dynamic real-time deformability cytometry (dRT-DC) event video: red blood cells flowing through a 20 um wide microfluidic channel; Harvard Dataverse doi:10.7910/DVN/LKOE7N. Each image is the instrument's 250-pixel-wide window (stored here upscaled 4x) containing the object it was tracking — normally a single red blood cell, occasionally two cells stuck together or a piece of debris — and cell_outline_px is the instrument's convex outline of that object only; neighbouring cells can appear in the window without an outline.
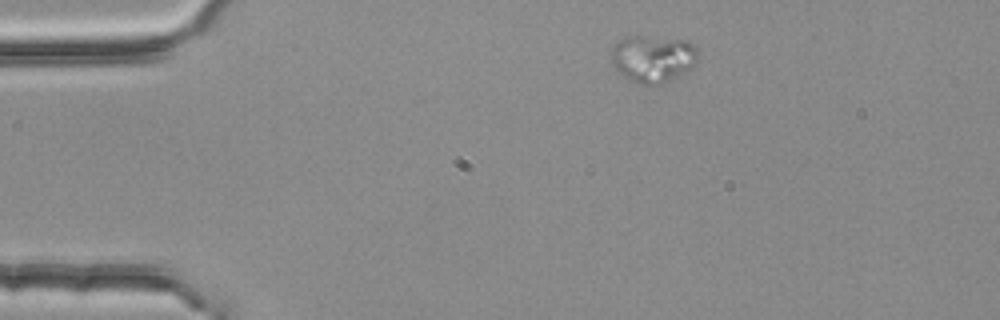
{"species": "common noctule bat (a hibernating species)", "species_latin": "Nyctalus noctula", "temperature_condition": "room temperature", "stored_images_in_passage": 3, "segment_of_instrument_passage": [1, 2], "camera_frame_rate_fps": 3000, "um_per_image_px": 0.085, "animal": {"sex": "female", "body_mass_g": 25.1}, "frame": {"image": 1, "passage_image": 1, "time_ms": 0.0, "image_size_px": [1000, 320], "cell_outline_px": [[700, 52], [696, 60], [688, 68], [668, 80], [660, 84], [640, 84], [628, 80], [612, 64], [612, 48], [616, 40], [624, 36], [644, 36], [688, 40]], "centroid_in_image_um": [55.45, 4.94], "position_along_channel_um": 29.6, "area_um2": 23.58}}